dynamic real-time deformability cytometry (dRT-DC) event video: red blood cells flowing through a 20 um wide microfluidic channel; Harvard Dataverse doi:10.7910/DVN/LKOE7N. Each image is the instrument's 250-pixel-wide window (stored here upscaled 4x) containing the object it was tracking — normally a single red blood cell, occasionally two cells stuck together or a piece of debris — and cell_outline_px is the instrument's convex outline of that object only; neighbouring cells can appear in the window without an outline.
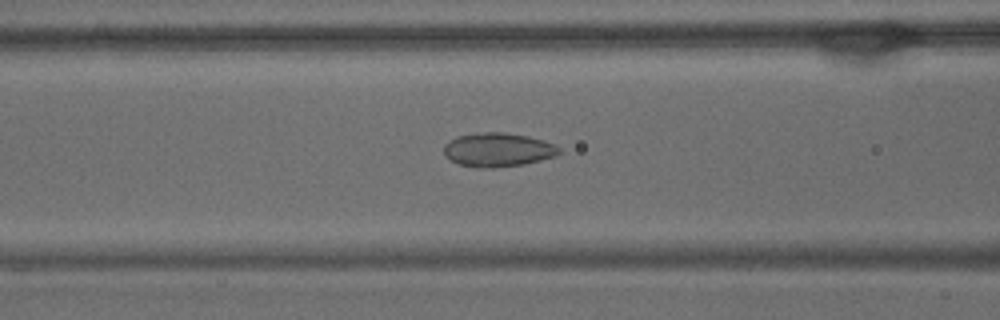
{"species": "common noctule bat (a hibernating species)", "species_latin": "Nyctalus noctula", "temperature_condition": "warm", "stored_images_in_passage": 54, "camera_frame_rate_fps": 3000, "um_per_image_px": 0.085, "animal": {"sex": "male", "body_mass_g": 15.6}, "frame": {"image": 1, "passage_image": 20, "time_ms": 6.333, "image_size_px": [1000, 320], "cell_outline_px": [[560, 152], [556, 156], [524, 164], [492, 168], [476, 168], [460, 164], [444, 156], [444, 144], [448, 140], [456, 136], [484, 132], [504, 132], [528, 136], [544, 140], [556, 144], [560, 148]], "centroid_in_image_um": [42.32, 12.73], "position_along_channel_um": 124.3, "area_um2": 22.95}}
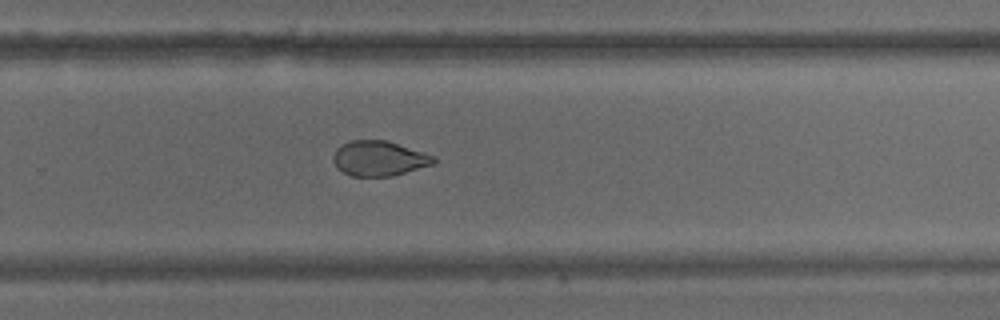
{"frame": {"image": 2, "passage_image": 34, "time_ms": 11.0, "image_size_px": [1000, 320], "cell_outline_px": [[436, 160], [432, 164], [392, 176], [352, 176], [336, 168], [332, 160], [332, 156], [336, 148], [352, 140], [388, 140], [436, 156]], "centroid_in_image_um": [32.2, 13.46], "position_along_channel_um": 297.6, "area_um2": 20.52}}
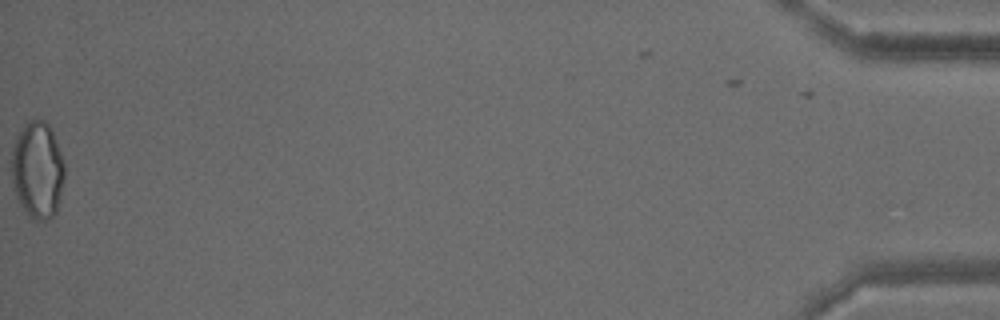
{"frame": {"image": 3, "passage_image": 53, "time_ms": 17.333, "image_size_px": [1000, 320], "cell_outline_px": [[64, 176], [60, 200], [56, 212], [52, 216], [44, 220], [36, 220], [28, 216], [24, 212], [16, 196], [12, 180], [12, 148], [16, 136], [24, 124], [28, 120], [36, 116], [44, 120], [48, 124], [52, 132], [60, 152], [64, 164]], "centroid_in_image_um": [3.18, 14.43], "position_along_channel_um": 432.0, "area_um2": 30.11}, "authors_computed_cell_mechanics": {"area_um2": 23.5535, "velocity_mm_per_s": 3.7181, "shape_relaxation_time_tau1_ms": null, "shape_relaxation_time_tau2_ms": 1.4934, "deformation_change_tau1": null, "deformation_change_tau2": 0.0554}}